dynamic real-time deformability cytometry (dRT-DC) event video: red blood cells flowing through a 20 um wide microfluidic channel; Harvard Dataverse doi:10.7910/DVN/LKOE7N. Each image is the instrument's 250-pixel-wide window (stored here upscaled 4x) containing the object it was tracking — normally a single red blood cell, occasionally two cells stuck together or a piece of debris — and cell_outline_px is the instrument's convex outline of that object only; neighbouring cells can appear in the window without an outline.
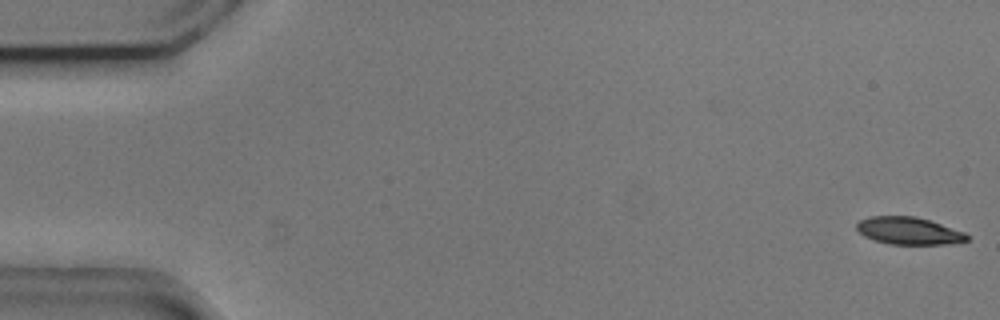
{"species": "common noctule bat (a hibernating species)", "species_latin": "Nyctalus noctula", "temperature_condition": "cold", "stored_images_in_passage": 5, "camera_frame_rate_fps": 3000, "um_per_image_px": 0.085, "animal": {"sex": "male", "body_mass_g": 20.5, "forearm_length_mm": 52.5}, "frame": {"image": 1, "passage_image": 1, "time_ms": 0.0, "image_size_px": [1000, 320], "cell_outline_px": [[968, 240], [944, 244], [888, 244], [864, 236], [856, 228], [856, 224], [860, 220], [868, 216], [916, 216], [964, 232], [968, 236]], "centroid_in_image_um": [77.2, 19.61], "position_along_channel_um": 7.8, "area_um2": 17.34}}